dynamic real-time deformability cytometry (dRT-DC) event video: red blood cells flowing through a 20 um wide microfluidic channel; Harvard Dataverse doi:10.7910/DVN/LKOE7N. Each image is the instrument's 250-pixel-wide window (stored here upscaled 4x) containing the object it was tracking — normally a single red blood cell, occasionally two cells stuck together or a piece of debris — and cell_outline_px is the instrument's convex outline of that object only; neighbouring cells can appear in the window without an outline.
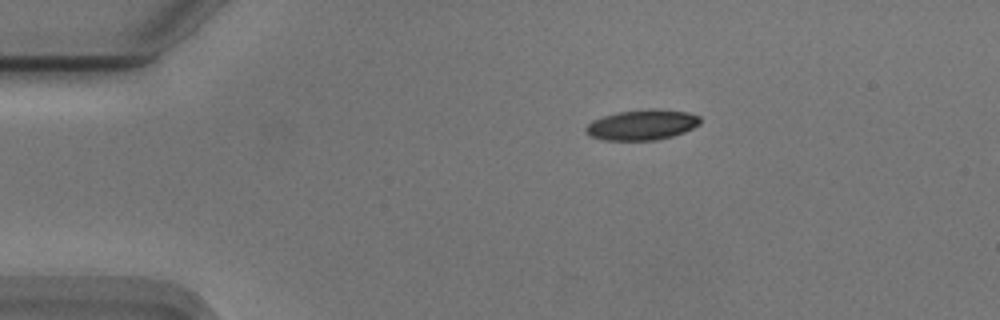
{"species": "Egyptian fruit bat (a non-hibernating species)", "species_latin": "Rousettus aegyptiacus", "temperature_condition": "cold", "stored_images_in_passage": 45, "camera_frame_rate_fps": 3000, "um_per_image_px": 0.085, "animal": {"sex": "male"}, "frame": {"image": 1, "passage_image": 1, "time_ms": 0.0, "image_size_px": [1000, 320], "cell_outline_px": [[700, 124], [684, 132], [672, 136], [656, 140], [604, 140], [592, 136], [584, 128], [592, 120], [616, 112], [652, 108], [656, 108], [688, 112], [700, 116]], "centroid_in_image_um": [54.6, 10.59], "position_along_channel_um": 30.4, "area_um2": 20.23}}
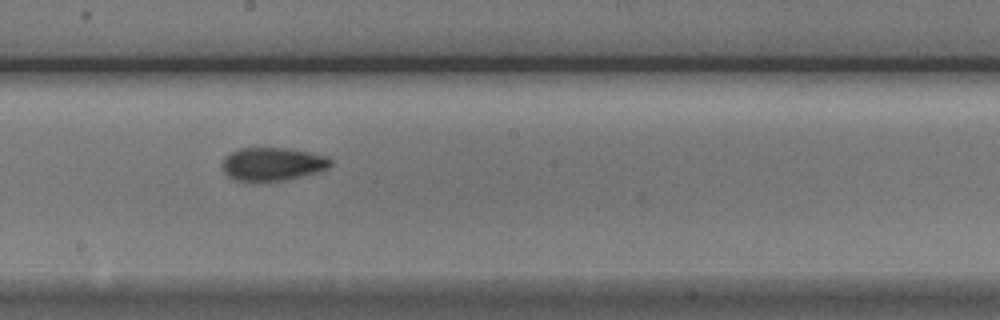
{"frame": {"image": 2, "passage_image": 21, "time_ms": 6.667, "image_size_px": [1000, 320], "cell_outline_px": [[332, 164], [328, 168], [316, 172], [284, 180], [256, 184], [236, 180], [228, 176], [224, 172], [220, 164], [224, 156], [240, 148], [288, 148], [308, 152], [324, 156], [332, 160]], "centroid_in_image_um": [23.09, 13.97], "position_along_channel_um": 225.1, "area_um2": 21.39}}
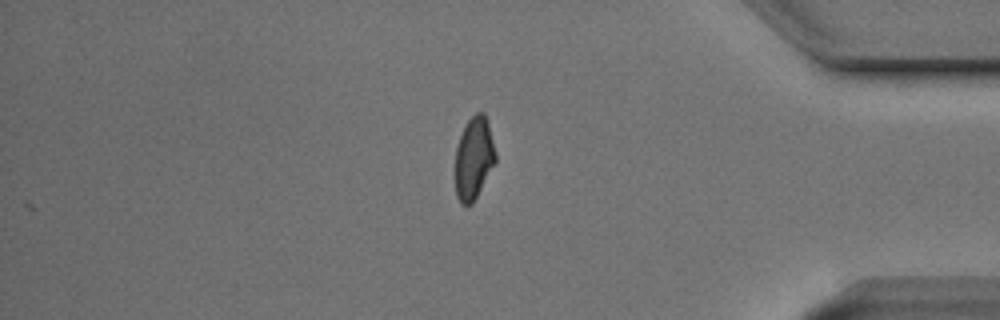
{"frame": {"image": 3, "passage_image": 37, "time_ms": 12.0, "image_size_px": [1000, 320], "cell_outline_px": [[496, 160], [472, 204], [460, 204], [456, 196], [456, 148], [460, 136], [468, 120], [476, 112], [484, 112], [488, 124], [496, 156]], "centroid_in_image_um": [40.26, 13.44], "position_along_channel_um": 394.9, "area_um2": 18.84}, "authors_computed_cell_mechanics": {"area_um2": 20.23, "velocity_mm_per_s": 3.7343, "shape_relaxation_time_tau1_ms": 4.4035, "shape_relaxation_time_tau2_ms": 2.3133, "deformation_change_tau1": 0.1465, "deformation_change_tau2": 0.0838}}